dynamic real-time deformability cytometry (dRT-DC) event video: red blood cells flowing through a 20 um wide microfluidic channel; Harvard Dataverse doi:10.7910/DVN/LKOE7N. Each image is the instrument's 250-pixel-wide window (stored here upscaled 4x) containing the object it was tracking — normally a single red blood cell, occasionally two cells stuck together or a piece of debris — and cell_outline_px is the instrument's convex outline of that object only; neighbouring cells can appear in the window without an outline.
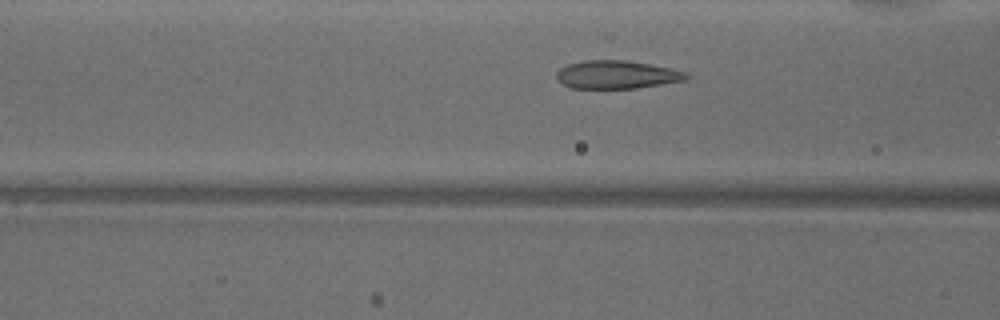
{"species": "common noctule bat (a hibernating species)", "species_latin": "Nyctalus noctula", "temperature_condition": "warm", "stored_images_in_passage": 39, "camera_frame_rate_fps": 3000, "um_per_image_px": 0.085, "animal": {"sex": "male", "body_mass_g": 18.8}, "frame": {"image": 1, "passage_image": 18, "time_ms": 5.667, "image_size_px": [1000, 320], "cell_outline_px": [[688, 76], [684, 80], [636, 88], [572, 88], [564, 84], [556, 76], [556, 72], [560, 68], [568, 64], [584, 60], [628, 60], [672, 68], [688, 72]], "centroid_in_image_um": [52.43, 6.33], "position_along_channel_um": 114.2, "area_um2": 21.15}}
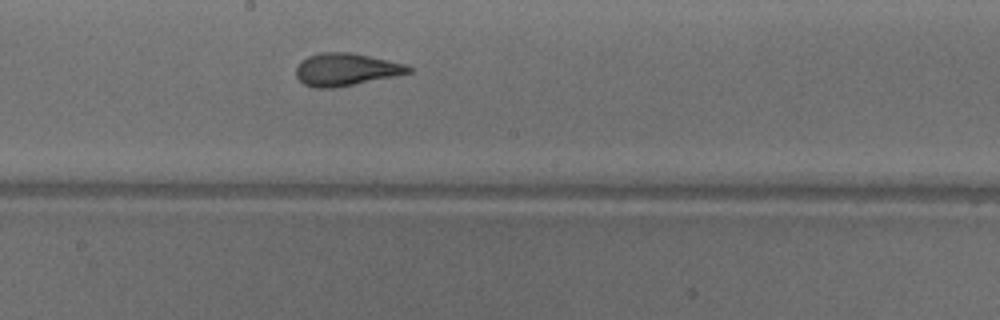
{"frame": {"image": 2, "passage_image": 26, "time_ms": 8.333, "image_size_px": [1000, 320], "cell_outline_px": [[412, 72], [396, 76], [332, 88], [316, 88], [304, 84], [296, 76], [296, 68], [300, 60], [308, 56], [320, 52], [352, 52], [408, 64], [412, 68]], "centroid_in_image_um": [29.42, 5.89], "position_along_channel_um": 218.8, "area_um2": 21.44}}
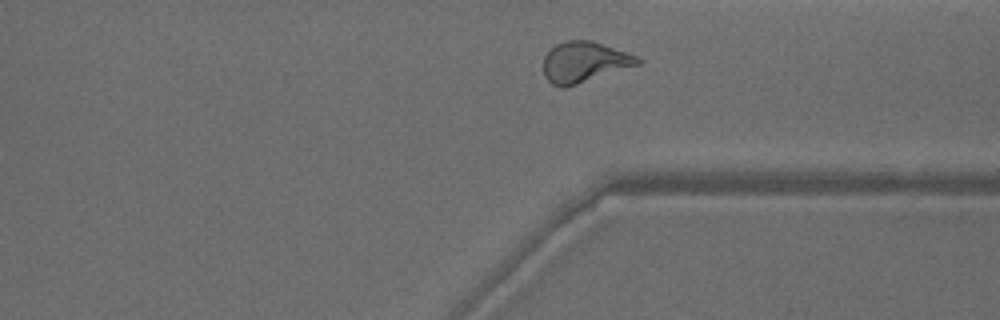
{"frame": {"image": 3, "passage_image": 37, "time_ms": 12.0, "image_size_px": [1000, 320], "cell_outline_px": [[644, 60], [640, 64], [564, 88], [560, 88], [552, 84], [544, 76], [544, 56], [556, 44], [568, 40], [592, 40], [636, 56]], "centroid_in_image_um": [49.65, 5.28], "position_along_channel_um": 361.7, "area_um2": 22.14}, "authors_computed_cell_mechanics": {"area_um2": 22.1374, "velocity_mm_per_s": 3.9131, "shape_relaxation_time_tau1_ms": 7.9905, "shape_relaxation_time_tau2_ms": 1.0465, "deformation_change_tau1": 0.2495, "deformation_change_tau2": 0.0837}}